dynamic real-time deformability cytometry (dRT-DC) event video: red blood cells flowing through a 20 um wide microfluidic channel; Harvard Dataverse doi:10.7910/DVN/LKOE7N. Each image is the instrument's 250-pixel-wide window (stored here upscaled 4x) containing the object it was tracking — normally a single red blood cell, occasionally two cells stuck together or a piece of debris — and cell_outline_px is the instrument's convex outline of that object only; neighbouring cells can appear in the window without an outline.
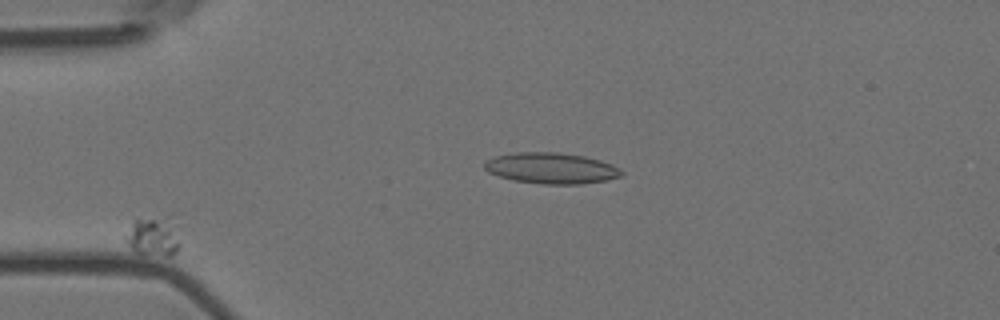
{"species": "Egyptian fruit bat (a non-hibernating species)", "species_latin": "Rousettus aegyptiacus", "temperature_condition": "room temperature", "stored_images_in_passage": 5, "segment_of_instrument_passage": [1, 2], "camera_frame_rate_fps": 3000, "um_per_image_px": 0.085, "animal": {"sex": "female"}, "frame": {"image": 1, "passage_image": 3, "time_ms": 0.667, "image_size_px": [1000, 320], "cell_outline_px": [[180, 248], [172, 256], [140, 256], [124, 240], [124, 236], [132, 224], [136, 220], [156, 220], [168, 228], [180, 244]], "centroid_in_image_um": [12.88, 20.32], "position_along_channel_um": 72.1, "area_um2": 11.04}}